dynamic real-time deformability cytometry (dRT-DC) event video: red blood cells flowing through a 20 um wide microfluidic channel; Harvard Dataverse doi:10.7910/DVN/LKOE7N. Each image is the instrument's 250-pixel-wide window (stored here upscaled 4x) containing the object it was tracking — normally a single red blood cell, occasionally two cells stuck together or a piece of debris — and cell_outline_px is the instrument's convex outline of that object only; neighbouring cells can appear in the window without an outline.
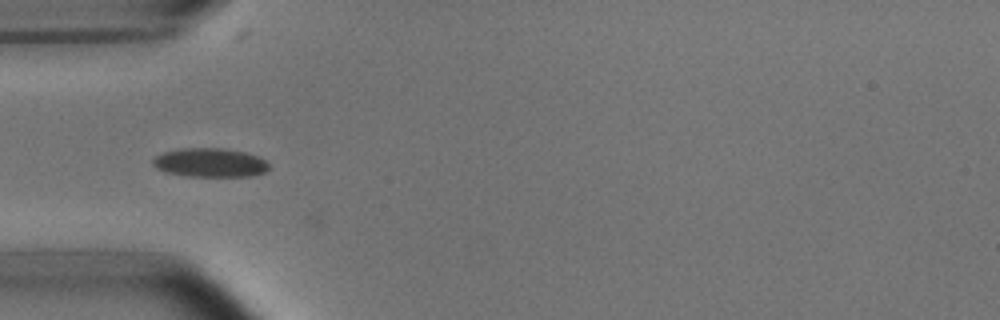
{"species": "common noctule bat (a hibernating species)", "species_latin": "Nyctalus noctula", "temperature_condition": "room temperature", "stored_images_in_passage": 11, "camera_frame_rate_fps": 3000, "um_per_image_px": 0.085, "animal": {"sex": "male", "body_mass_g": 15.6}, "frame": {"image": 1, "passage_image": 5, "time_ms": 1.333, "image_size_px": [1000, 320], "cell_outline_px": [[268, 168], [264, 172], [252, 176], [184, 176], [164, 172], [156, 168], [152, 164], [152, 160], [156, 156], [164, 152], [180, 148], [220, 148], [244, 152], [256, 156], [264, 160], [268, 164]], "centroid_in_image_um": [17.8, 13.83], "position_along_channel_um": 67.2, "area_um2": 19.48}}